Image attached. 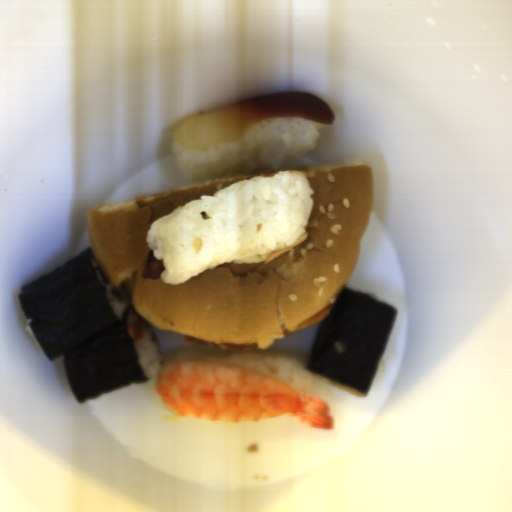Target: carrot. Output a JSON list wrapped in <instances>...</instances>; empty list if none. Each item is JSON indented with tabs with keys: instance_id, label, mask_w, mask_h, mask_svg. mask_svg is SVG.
<instances>
[{
	"instance_id": "carrot-1",
	"label": "carrot",
	"mask_w": 512,
	"mask_h": 512,
	"mask_svg": "<svg viewBox=\"0 0 512 512\" xmlns=\"http://www.w3.org/2000/svg\"><path fill=\"white\" fill-rule=\"evenodd\" d=\"M128 332L132 340L135 342L140 341L143 339V330L140 327H137L135 325H129L127 326Z\"/></svg>"
}]
</instances>
